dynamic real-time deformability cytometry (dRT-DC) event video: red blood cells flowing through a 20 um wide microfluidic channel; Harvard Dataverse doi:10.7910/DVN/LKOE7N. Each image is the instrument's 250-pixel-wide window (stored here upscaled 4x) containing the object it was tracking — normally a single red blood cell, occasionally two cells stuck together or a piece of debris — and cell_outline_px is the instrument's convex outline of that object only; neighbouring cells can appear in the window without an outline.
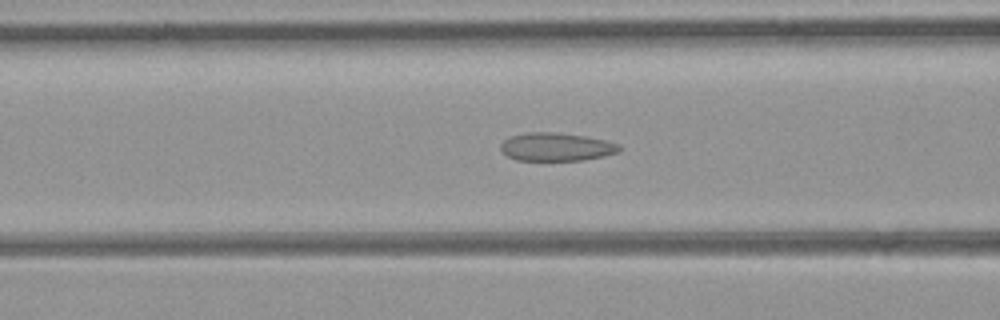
{"species": "common noctule bat (a hibernating species)", "species_latin": "Nyctalus noctula", "temperature_condition": "room temperature", "stored_images_in_passage": 43, "camera_frame_rate_fps": 3000, "um_per_image_px": 0.085, "animal": {"sex": "female", "body_mass_g": 21.9}, "frame": {"image": 1, "passage_image": 15, "time_ms": 4.667, "image_size_px": [1000, 320], "cell_outline_px": [[624, 148], [620, 152], [604, 156], [584, 160], [516, 160], [508, 156], [500, 148], [500, 144], [508, 136], [528, 132], [556, 132], [584, 136], [604, 140], [620, 144]], "centroid_in_image_um": [47.31, 12.48], "position_along_channel_um": 119.3, "area_um2": 19.65}}
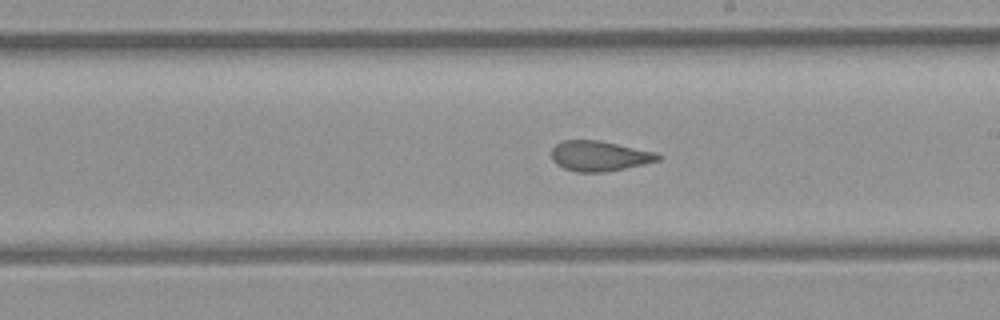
{"frame": {"image": 2, "passage_image": 23, "time_ms": 7.333, "image_size_px": [1000, 320], "cell_outline_px": [[660, 160], [644, 164], [604, 172], [576, 172], [564, 168], [556, 164], [552, 160], [552, 148], [556, 144], [564, 140], [596, 140], [656, 152], [660, 156]], "centroid_in_image_um": [50.92, 13.26], "position_along_channel_um": 238.1, "area_um2": 18.55}}
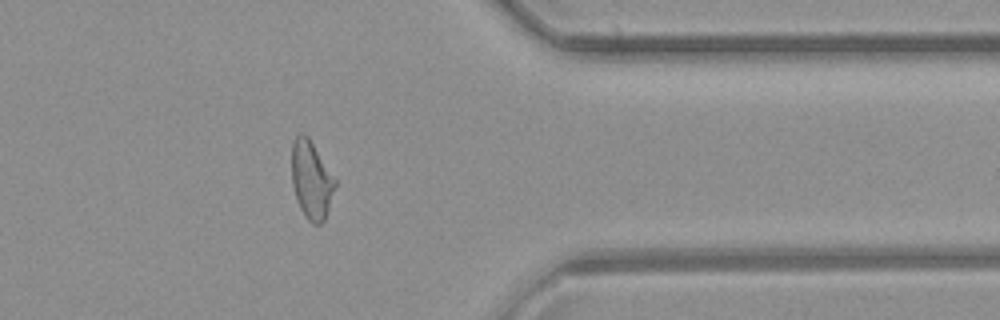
{"frame": {"image": 3, "passage_image": 34, "time_ms": 11.0, "image_size_px": [1000, 320], "cell_outline_px": [[336, 184], [324, 220], [320, 224], [312, 224], [304, 216], [296, 200], [292, 184], [292, 140], [300, 132], [304, 132], [308, 136], [336, 180]], "centroid_in_image_um": [26.44, 15.27], "position_along_channel_um": 385.0, "area_um2": 19.65}, "authors_computed_cell_mechanics": {"area_um2": 20.3456, "velocity_mm_per_s": 4.4488, "shape_relaxation_time_tau1_ms": null, "shape_relaxation_time_tau2_ms": 1.3516, "deformation_change_tau1": null, "deformation_change_tau2": 0.0818}}